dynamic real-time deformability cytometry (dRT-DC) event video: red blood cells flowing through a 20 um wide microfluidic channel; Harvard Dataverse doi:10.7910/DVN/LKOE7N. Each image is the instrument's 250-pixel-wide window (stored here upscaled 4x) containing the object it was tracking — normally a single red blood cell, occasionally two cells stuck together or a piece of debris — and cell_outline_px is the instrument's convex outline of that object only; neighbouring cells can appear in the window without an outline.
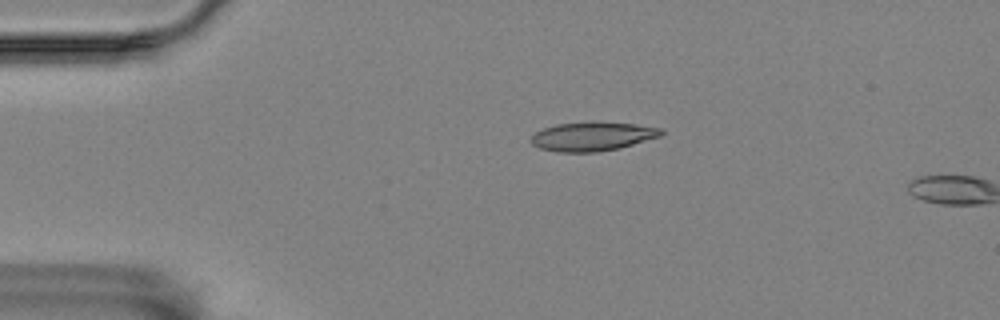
{"species": "Egyptian fruit bat (a non-hibernating species)", "species_latin": "Rousettus aegyptiacus", "temperature_condition": "room temperature", "stored_images_in_passage": 4, "camera_frame_rate_fps": 3000, "um_per_image_px": 0.085, "animal": {"sex": "female"}, "frame": {"image": 1, "passage_image": 1, "time_ms": 0.0, "image_size_px": [1000, 320], "cell_outline_px": [[664, 132], [660, 136], [620, 148], [596, 152], [556, 152], [540, 148], [532, 144], [532, 136], [536, 132], [544, 128], [556, 124], [636, 124], [664, 128]], "centroid_in_image_um": [50.38, 11.63], "position_along_channel_um": 34.6, "area_um2": 21.15}}